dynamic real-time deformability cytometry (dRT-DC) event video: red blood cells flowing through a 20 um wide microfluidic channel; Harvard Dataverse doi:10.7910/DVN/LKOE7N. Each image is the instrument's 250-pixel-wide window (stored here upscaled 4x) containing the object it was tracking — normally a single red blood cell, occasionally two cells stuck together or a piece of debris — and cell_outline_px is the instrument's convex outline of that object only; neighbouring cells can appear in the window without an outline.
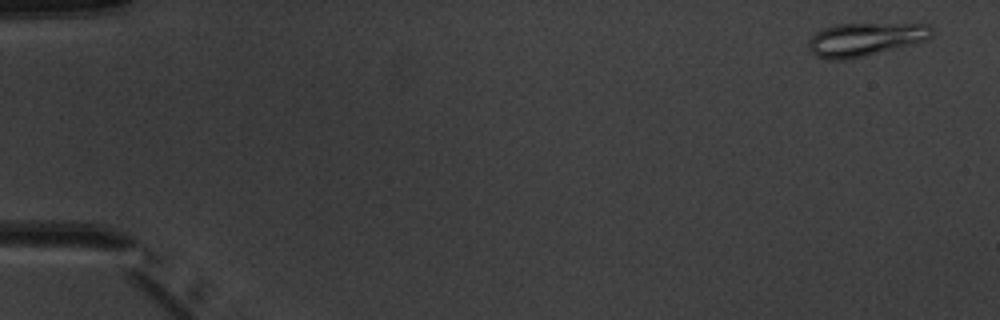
{"species": "common noctule bat (a hibernating species)", "species_latin": "Nyctalus noctula", "temperature_condition": "warm", "stored_images_in_passage": 3, "camera_frame_rate_fps": 3000, "um_per_image_px": 0.085, "animal": {"sex": "male", "body_mass_g": 20.1, "forearm_length_mm": 53.5}, "frame": {"image": 1, "passage_image": 1, "time_ms": 0.0, "image_size_px": [1000, 320], "cell_outline_px": [[932, 36], [928, 40], [864, 56], [844, 60], [828, 60], [816, 56], [808, 48], [808, 40], [816, 32], [824, 28], [836, 24], [928, 24], [932, 28]], "centroid_in_image_um": [73.52, 3.35], "position_along_channel_um": 11.5, "area_um2": 23.87}}